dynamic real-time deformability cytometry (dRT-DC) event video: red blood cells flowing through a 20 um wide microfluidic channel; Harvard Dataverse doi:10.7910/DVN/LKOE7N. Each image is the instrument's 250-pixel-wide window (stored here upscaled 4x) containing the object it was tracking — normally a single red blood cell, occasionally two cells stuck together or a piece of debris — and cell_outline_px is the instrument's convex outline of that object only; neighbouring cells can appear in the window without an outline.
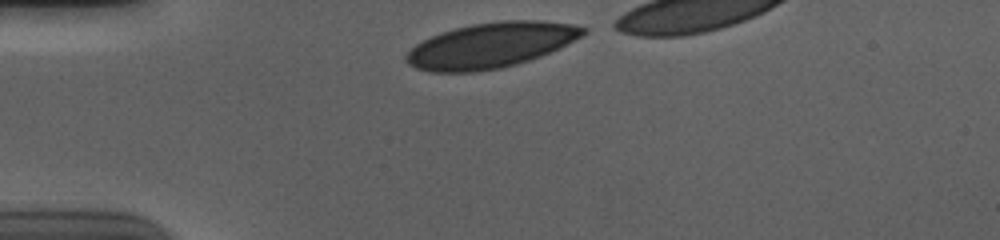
{"species": "human", "species_latin": "Homo sapiens", "temperature_condition": "cold", "stored_images_in_passage": 33, "camera_frame_rate_fps": 3000, "um_per_image_px": 0.085, "donor": {"sex": "male"}, "frame": {"image": 1, "passage_image": 1, "time_ms": 0.0, "image_size_px": [1000, 240], "cell_outline_px": [[588, 32], [540, 56], [516, 64], [500, 68], [472, 72], [432, 72], [416, 68], [408, 64], [404, 60], [404, 56], [416, 44], [440, 32], [472, 24], [504, 20], [540, 20], [572, 24], [588, 28]], "centroid_in_image_um": [41.68, 3.84], "position_along_channel_um": 43.3, "area_um2": 46.18}}
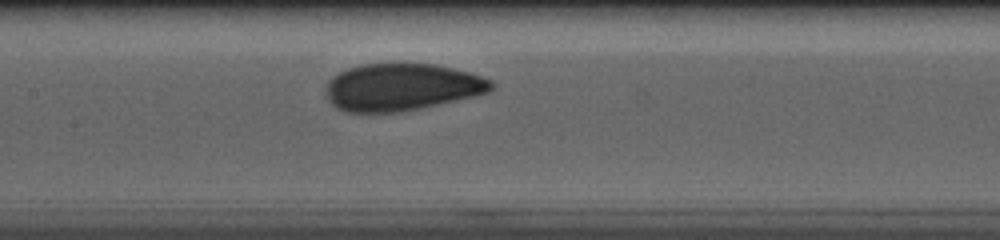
{"frame": {"image": 2, "passage_image": 14, "time_ms": 4.333, "image_size_px": [1000, 240], "cell_outline_px": [[496, 88], [488, 92], [472, 96], [420, 108], [400, 112], [344, 112], [336, 108], [328, 100], [324, 92], [324, 88], [328, 80], [332, 76], [348, 68], [360, 64], [436, 64], [468, 72], [492, 80], [496, 84]], "centroid_in_image_um": [34.1, 7.4], "position_along_channel_um": 173.3, "area_um2": 45.6}}
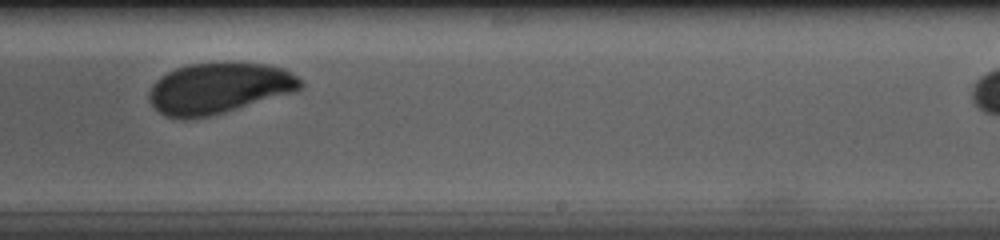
{"frame": {"image": 3, "passage_image": 22, "time_ms": 7.0, "image_size_px": [1000, 240], "cell_outline_px": [[304, 84], [300, 88], [292, 92], [224, 112], [208, 116], [184, 120], [164, 116], [152, 104], [148, 96], [148, 92], [152, 84], [160, 76], [176, 68], [192, 64], [268, 64], [284, 68], [292, 72], [304, 80]], "centroid_in_image_um": [18.59, 7.51], "position_along_channel_um": 270.4, "area_um2": 44.39}}